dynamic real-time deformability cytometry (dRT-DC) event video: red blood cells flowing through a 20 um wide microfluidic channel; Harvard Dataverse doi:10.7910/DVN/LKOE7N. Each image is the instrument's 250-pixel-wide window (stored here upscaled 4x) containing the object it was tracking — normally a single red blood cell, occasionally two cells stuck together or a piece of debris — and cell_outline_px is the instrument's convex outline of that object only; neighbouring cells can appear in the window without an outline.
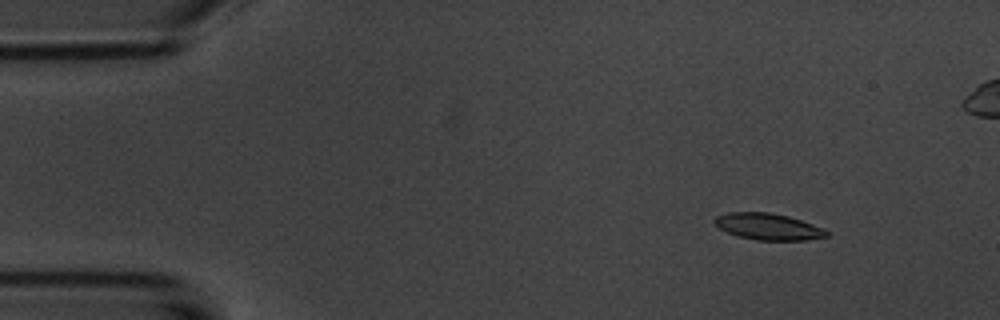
{"species": "common noctule bat (a hibernating species)", "species_latin": "Nyctalus noctula", "temperature_condition": "room temperature", "stored_images_in_passage": 5, "camera_frame_rate_fps": 3000, "um_per_image_px": 0.085, "animal": {"sex": "male", "body_mass_g": 20.1, "forearm_length_mm": 53.5}, "frame": {"image": 1, "passage_image": 2, "time_ms": 1.0, "image_size_px": [1000, 320], "cell_outline_px": [[828, 236], [808, 240], [756, 240], [736, 236], [720, 228], [712, 220], [716, 216], [728, 212], [772, 212], [788, 216], [824, 228], [828, 232]], "centroid_in_image_um": [65.29, 19.26], "position_along_channel_um": 19.7, "area_um2": 17.34}}